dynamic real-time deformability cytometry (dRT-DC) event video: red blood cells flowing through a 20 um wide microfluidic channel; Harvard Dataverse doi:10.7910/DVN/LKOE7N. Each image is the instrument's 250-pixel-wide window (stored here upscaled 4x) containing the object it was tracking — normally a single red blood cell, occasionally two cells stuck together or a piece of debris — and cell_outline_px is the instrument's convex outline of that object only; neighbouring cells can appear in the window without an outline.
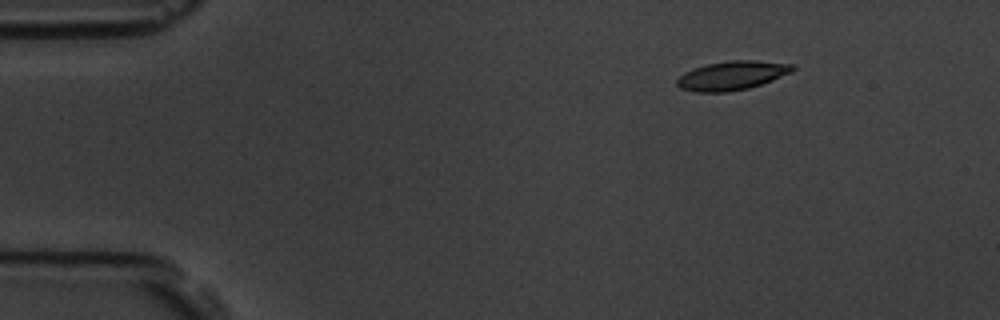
{"species": "common noctule bat (a hibernating species)", "species_latin": "Nyctalus noctula", "temperature_condition": "room temperature", "stored_images_in_passage": 4, "segment_of_instrument_passage": [1, 2], "camera_frame_rate_fps": 3000, "um_per_image_px": 0.085, "animal": {"sex": "male", "body_mass_g": 19.5, "forearm_length_mm": 54.6}, "frame": {"image": 1, "passage_image": 1, "time_ms": 0.0, "image_size_px": [1000, 320], "cell_outline_px": [[796, 68], [792, 72], [772, 80], [748, 88], [728, 92], [696, 92], [680, 88], [676, 84], [676, 80], [684, 72], [692, 68], [708, 64], [732, 60], [756, 60], [792, 64]], "centroid_in_image_um": [62.2, 6.42], "position_along_channel_um": 22.8, "area_um2": 19.48}}